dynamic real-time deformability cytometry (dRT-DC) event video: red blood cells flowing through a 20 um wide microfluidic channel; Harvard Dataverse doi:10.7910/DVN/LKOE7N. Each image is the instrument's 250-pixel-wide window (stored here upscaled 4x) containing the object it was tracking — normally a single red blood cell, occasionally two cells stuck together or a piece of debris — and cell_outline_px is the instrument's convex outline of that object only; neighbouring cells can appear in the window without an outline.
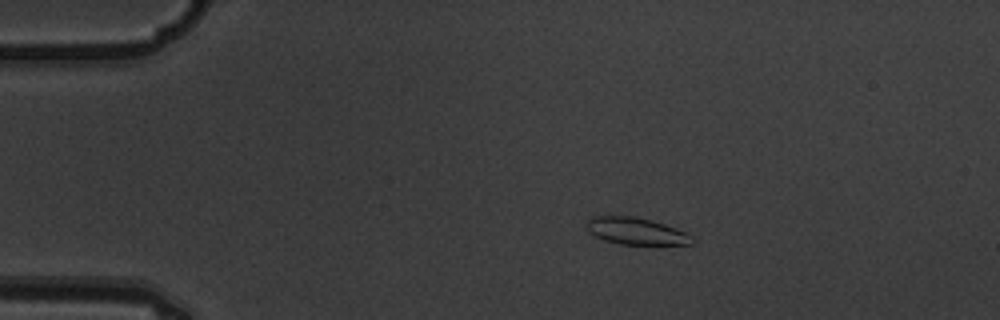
{"species": "common noctule bat (a hibernating species)", "species_latin": "Nyctalus noctula", "temperature_condition": "warm", "stored_images_in_passage": 6, "camera_frame_rate_fps": 3000, "um_per_image_px": 0.085, "animal": {"sex": "male", "body_mass_g": 19.5, "forearm_length_mm": 54.6}, "frame": {"image": 1, "passage_image": 3, "time_ms": 0.667, "image_size_px": [1000, 320], "cell_outline_px": [[692, 244], [620, 244], [604, 240], [588, 232], [588, 220], [592, 216], [632, 216], [652, 220], [676, 228], [692, 236]], "centroid_in_image_um": [54.04, 19.64], "position_along_channel_um": 31.0, "area_um2": 16.3}}
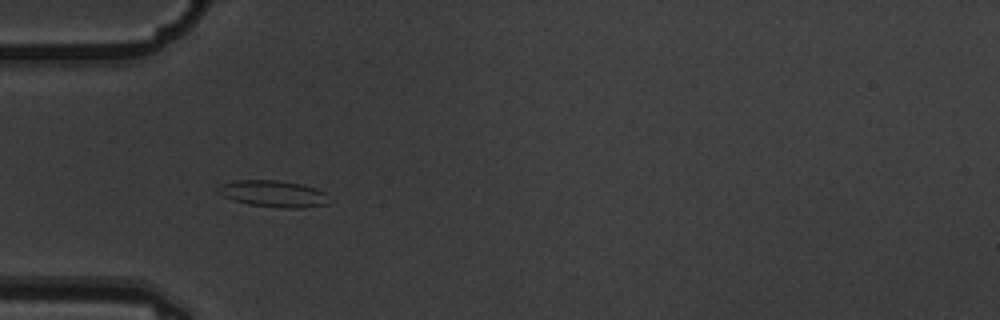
{"frame": {"image": 2, "passage_image": 5, "time_ms": 1.333, "image_size_px": [1000, 320], "cell_outline_px": [[328, 204], [300, 208], [284, 208], [248, 204], [232, 200], [216, 192], [216, 188], [220, 184], [236, 180], [276, 180], [300, 184], [316, 188], [324, 192]], "centroid_in_image_um": [23.17, 16.46], "position_along_channel_um": 61.8, "area_um2": 17.11}}
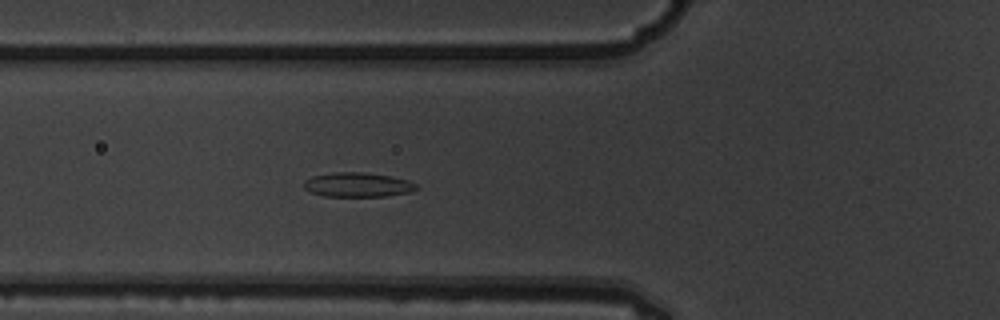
{"frame": {"image": 3, "passage_image": 6, "time_ms": 1.667, "image_size_px": [1000, 320], "cell_outline_px": [[420, 188], [408, 192], [384, 196], [324, 196], [312, 192], [304, 188], [304, 180], [312, 176], [332, 172], [364, 172], [392, 176], [408, 180], [416, 184]], "centroid_in_image_um": [30.4, 15.69], "position_along_channel_um": 95.4, "area_um2": 16.01}}